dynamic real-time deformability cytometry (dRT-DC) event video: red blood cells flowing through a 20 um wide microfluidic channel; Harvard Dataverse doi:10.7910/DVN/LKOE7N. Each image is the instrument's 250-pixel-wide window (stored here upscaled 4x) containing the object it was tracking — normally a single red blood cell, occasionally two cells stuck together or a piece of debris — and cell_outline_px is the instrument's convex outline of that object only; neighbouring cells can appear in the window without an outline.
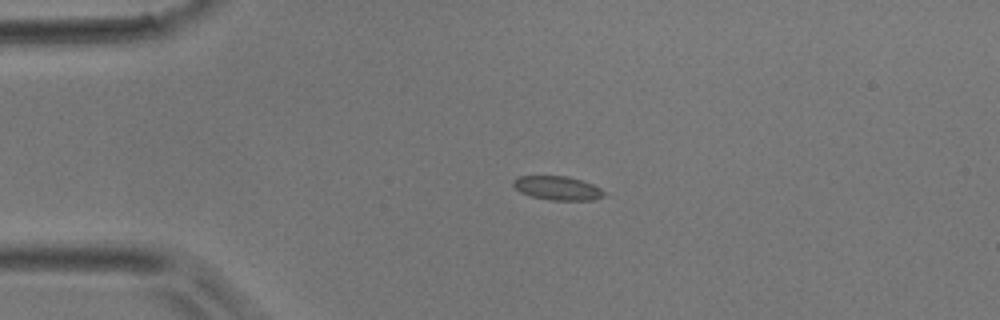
{"species": "common noctule bat (a hibernating species)", "species_latin": "Nyctalus noctula", "temperature_condition": "room temperature", "stored_images_in_passage": 14, "camera_frame_rate_fps": 3000, "um_per_image_px": 0.085, "animal": {"sex": "male", "body_mass_g": 17.9}, "frame": {"image": 1, "passage_image": 8, "time_ms": 2.333, "image_size_px": [1000, 320], "cell_outline_px": [[604, 196], [592, 200], [548, 200], [532, 196], [520, 192], [512, 184], [512, 180], [516, 176], [568, 176], [592, 184], [600, 188], [604, 192]], "centroid_in_image_um": [47.35, 15.98], "position_along_channel_um": 37.6, "area_um2": 12.6}}
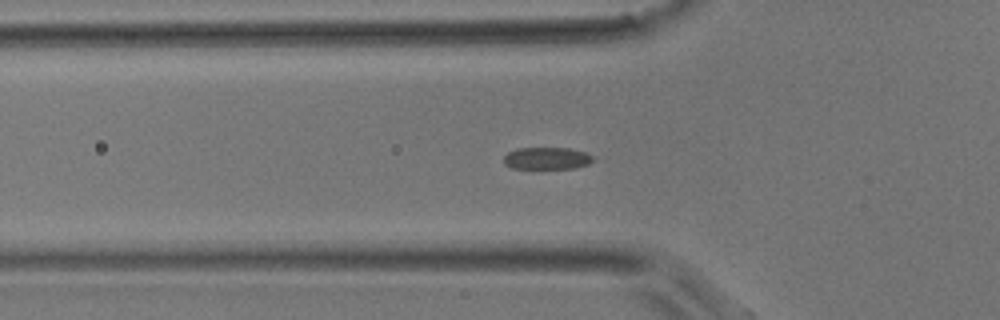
{"frame": {"image": 2, "passage_image": 13, "time_ms": 4.0, "image_size_px": [1000, 320], "cell_outline_px": [[592, 160], [588, 164], [576, 168], [512, 168], [504, 164], [504, 156], [508, 152], [516, 148], [568, 148], [584, 152], [592, 156]], "centroid_in_image_um": [46.44, 13.45], "position_along_channel_um": 79.4, "area_um2": 11.39}}